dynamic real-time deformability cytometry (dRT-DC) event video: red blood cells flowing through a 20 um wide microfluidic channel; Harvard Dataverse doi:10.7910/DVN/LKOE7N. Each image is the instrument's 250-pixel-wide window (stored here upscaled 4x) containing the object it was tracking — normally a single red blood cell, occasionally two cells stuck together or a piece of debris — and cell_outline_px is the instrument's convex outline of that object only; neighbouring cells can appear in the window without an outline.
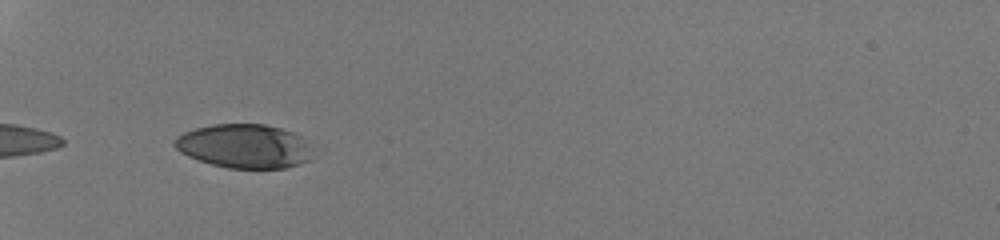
{"species": "human", "species_latin": "Homo sapiens", "temperature_condition": "room temperature", "stored_images_in_passage": 30, "camera_frame_rate_fps": 3000, "um_per_image_px": 0.085, "donor": {"sex": "male"}, "frame": {"image": 1, "passage_image": 1, "time_ms": 0.0, "image_size_px": [1000, 240], "cell_outline_px": [[312, 148], [308, 160], [300, 164], [284, 168], [228, 168], [212, 164], [188, 156], [180, 152], [172, 144], [172, 140], [176, 136], [184, 132], [196, 128], [212, 124], [264, 124], [280, 128], [292, 132], [300, 136]], "centroid_in_image_um": [20.73, 12.42], "position_along_channel_um": 64.3, "area_um2": 35.32}}
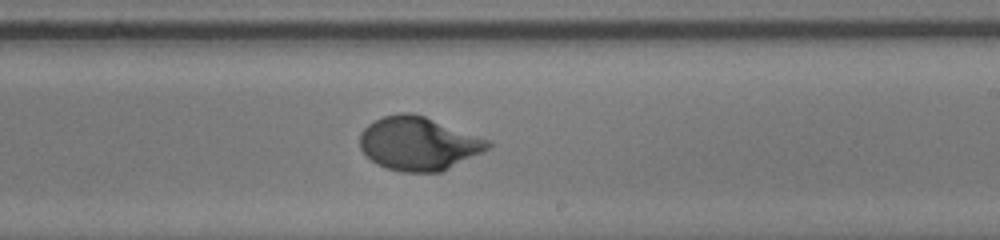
{"frame": {"image": 2, "passage_image": 16, "time_ms": 5.0, "image_size_px": [1000, 240], "cell_outline_px": [[492, 144], [488, 148], [440, 172], [400, 172], [376, 164], [360, 148], [360, 132], [368, 124], [384, 116], [400, 112], [412, 112], [424, 116], [492, 140]], "centroid_in_image_um": [35.56, 12.19], "position_along_channel_um": 253.4, "area_um2": 39.65}}
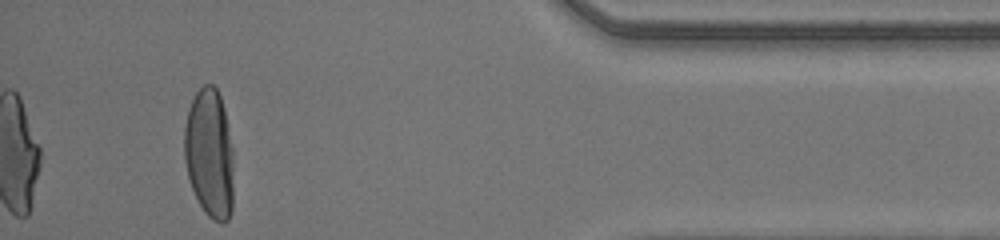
{"frame": {"image": 3, "passage_image": 30, "time_ms": 9.667, "image_size_px": [1000, 240], "cell_outline_px": [[232, 212], [228, 220], [224, 224], [220, 224], [212, 220], [204, 212], [192, 188], [188, 176], [184, 160], [184, 128], [188, 108], [196, 92], [204, 84], [212, 84], [216, 88], [220, 96], [224, 108], [232, 148]], "centroid_in_image_um": [17.8, 13.07], "position_along_channel_um": 417.4, "area_um2": 37.28}, "authors_computed_cell_mechanics": {"area_um2": 38.6971, "velocity_mm_per_s": 4.2404, "shape_relaxation_time_tau1_ms": 3.7791, "shape_relaxation_time_tau2_ms": null, "deformation_change_tau1": 0.2155, "deformation_change_tau2": null}}